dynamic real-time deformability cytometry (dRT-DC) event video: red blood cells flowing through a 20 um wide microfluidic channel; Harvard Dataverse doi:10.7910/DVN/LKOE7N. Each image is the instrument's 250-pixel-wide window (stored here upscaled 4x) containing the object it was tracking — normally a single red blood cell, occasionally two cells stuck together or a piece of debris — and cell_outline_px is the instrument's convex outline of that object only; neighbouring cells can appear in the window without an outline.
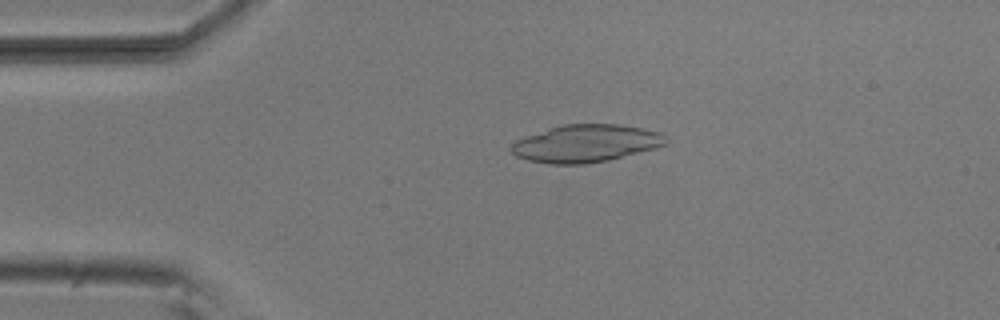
{"species": "common noctule bat (a hibernating species)", "species_latin": "Nyctalus noctula", "temperature_condition": "room temperature", "stored_images_in_passage": 52, "camera_frame_rate_fps": 3000, "um_per_image_px": 0.085, "animal": {"sex": "male", "body_mass_g": 20.5, "forearm_length_mm": 52.5}, "frame": {"image": 1, "passage_image": 11, "time_ms": 3.333, "image_size_px": [1000, 320], "cell_outline_px": [[668, 144], [656, 148], [608, 160], [584, 164], [548, 164], [528, 160], [516, 156], [508, 148], [516, 140], [548, 128], [564, 124], [620, 124], [660, 132], [668, 140]], "centroid_in_image_um": [49.79, 12.19], "position_along_channel_um": 35.2, "area_um2": 33.81}}